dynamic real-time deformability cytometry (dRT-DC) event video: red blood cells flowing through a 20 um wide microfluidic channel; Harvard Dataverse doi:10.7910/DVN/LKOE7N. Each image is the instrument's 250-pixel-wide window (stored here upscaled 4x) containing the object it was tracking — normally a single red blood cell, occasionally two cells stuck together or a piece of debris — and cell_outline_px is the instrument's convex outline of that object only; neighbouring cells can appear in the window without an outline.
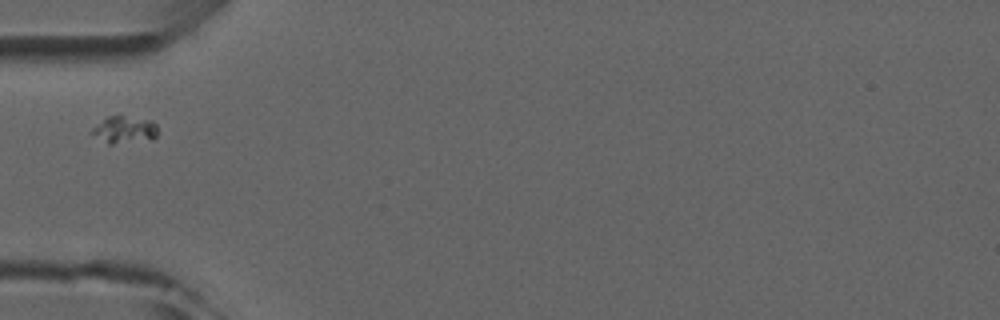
{"species": "common noctule bat (a hibernating species)", "species_latin": "Nyctalus noctula", "temperature_condition": "room temperature", "stored_images_in_passage": 3, "camera_frame_rate_fps": 3000, "um_per_image_px": 0.085, "animal": {"sex": "male", "forearm_length_mm": 52.5}, "frame": {"image": 1, "passage_image": 1, "time_ms": 0.0, "image_size_px": [1000, 320], "cell_outline_px": [[156, 136], [152, 140], [112, 144], [108, 144], [88, 132], [92, 128], [108, 116], [124, 116], [152, 120], [156, 124]], "centroid_in_image_um": [10.57, 11.04], "position_along_channel_um": 74.4, "area_um2": 10.46}}